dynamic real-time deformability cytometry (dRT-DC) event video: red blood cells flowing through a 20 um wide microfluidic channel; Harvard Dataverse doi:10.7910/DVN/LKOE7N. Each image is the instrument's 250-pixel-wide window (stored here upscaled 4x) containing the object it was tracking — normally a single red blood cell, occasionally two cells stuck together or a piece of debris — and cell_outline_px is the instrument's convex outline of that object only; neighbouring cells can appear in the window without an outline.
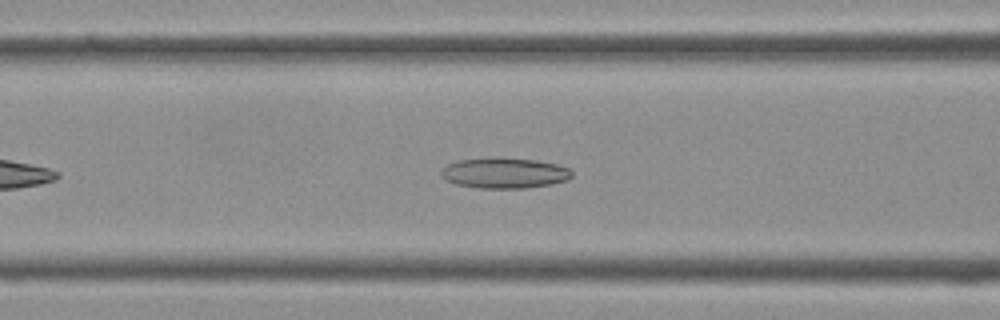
{"species": "Egyptian fruit bat (a non-hibernating species)", "species_latin": "Rousettus aegyptiacus", "temperature_condition": "cold", "stored_images_in_passage": 32, "camera_frame_rate_fps": 3000, "um_per_image_px": 0.085, "frame": {"image": 1, "passage_image": 8, "time_ms": 2.333, "image_size_px": [1000, 320], "cell_outline_px": [[572, 176], [568, 180], [552, 184], [528, 188], [476, 188], [456, 184], [440, 176], [440, 172], [448, 164], [460, 160], [496, 156], [536, 160], [556, 164], [568, 168], [572, 172]], "centroid_in_image_um": [42.89, 14.7], "position_along_channel_um": 123.7, "area_um2": 23.52}}
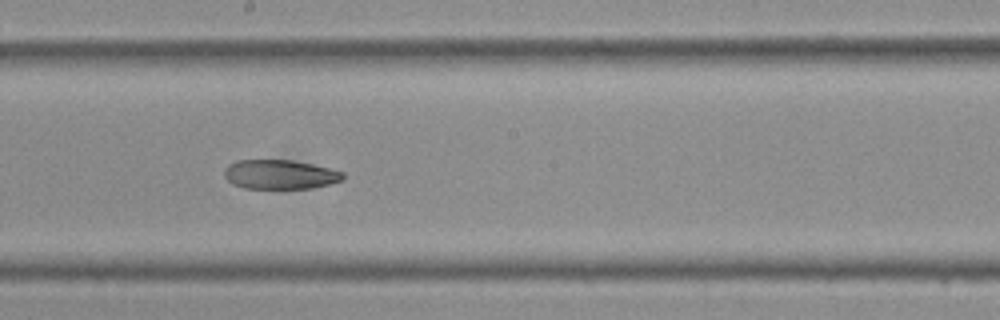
{"frame": {"image": 2, "passage_image": 14, "time_ms": 4.333, "image_size_px": [1000, 320], "cell_outline_px": [[344, 180], [312, 188], [244, 188], [232, 184], [224, 176], [224, 168], [228, 164], [236, 160], [292, 160], [312, 164], [344, 172]], "centroid_in_image_um": [23.77, 14.82], "position_along_channel_um": 224.4, "area_um2": 20.29}}
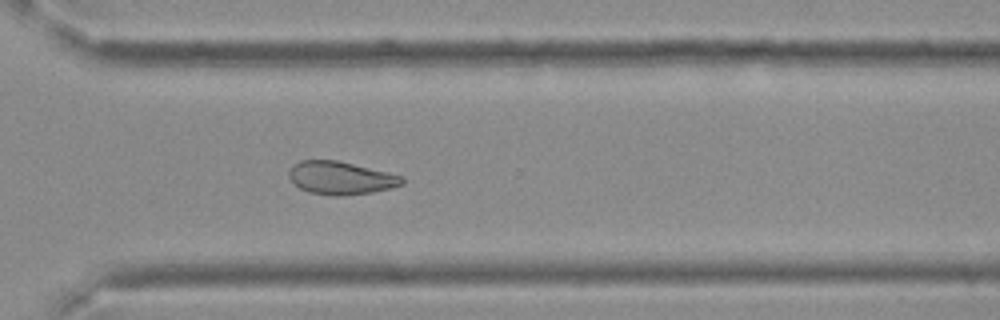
{"frame": {"image": 3, "passage_image": 21, "time_ms": 6.667, "image_size_px": [1000, 320], "cell_outline_px": [[404, 184], [392, 188], [372, 192], [344, 196], [336, 196], [308, 192], [300, 188], [288, 176], [288, 172], [292, 164], [300, 160], [336, 160], [404, 176]], "centroid_in_image_um": [28.97, 15.13], "position_along_channel_um": 341.6, "area_um2": 21.79}}